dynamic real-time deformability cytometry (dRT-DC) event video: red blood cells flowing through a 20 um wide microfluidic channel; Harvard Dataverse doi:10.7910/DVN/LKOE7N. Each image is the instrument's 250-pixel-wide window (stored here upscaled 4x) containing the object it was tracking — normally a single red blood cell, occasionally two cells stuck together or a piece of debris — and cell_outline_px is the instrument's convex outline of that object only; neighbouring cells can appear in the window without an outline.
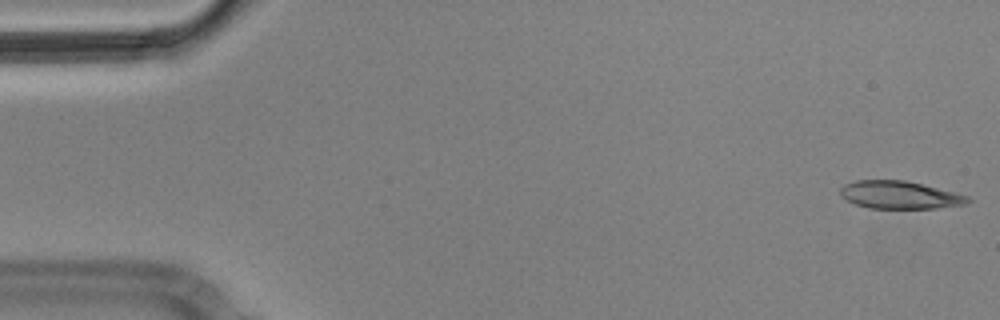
{"species": "Egyptian fruit bat (a non-hibernating species)", "species_latin": "Rousettus aegyptiacus", "temperature_condition": "cold", "stored_images_in_passage": 5, "camera_frame_rate_fps": 3000, "um_per_image_px": 0.085, "animal": {"sex": "male"}, "frame": {"image": 1, "passage_image": 1, "time_ms": 0.0, "image_size_px": [1000, 320], "cell_outline_px": [[972, 200], [968, 204], [936, 208], [868, 208], [856, 204], [840, 196], [840, 188], [844, 184], [856, 180], [904, 180], [968, 196]], "centroid_in_image_um": [76.45, 16.57], "position_along_channel_um": 8.6, "area_um2": 20.4}}